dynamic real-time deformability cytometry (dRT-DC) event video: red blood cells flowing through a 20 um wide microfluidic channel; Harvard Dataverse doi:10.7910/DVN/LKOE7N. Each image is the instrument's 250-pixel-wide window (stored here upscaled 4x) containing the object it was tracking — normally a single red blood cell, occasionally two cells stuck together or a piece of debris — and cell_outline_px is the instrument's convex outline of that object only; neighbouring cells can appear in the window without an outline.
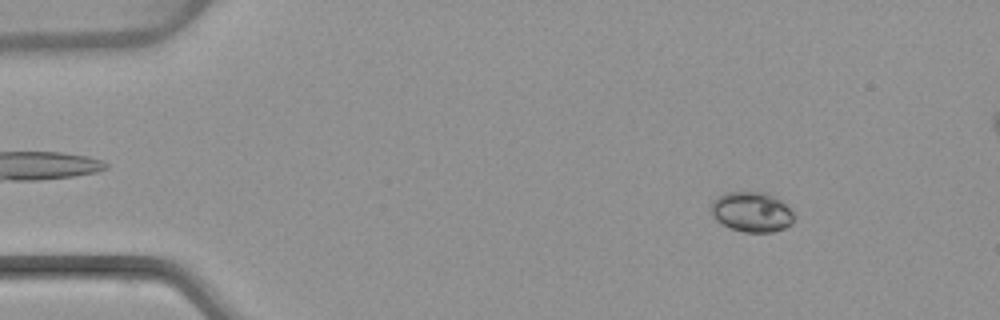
{"species": "common noctule bat (a hibernating species)", "species_latin": "Nyctalus noctula", "temperature_condition": "warm", "stored_images_in_passage": 54, "camera_frame_rate_fps": 3000, "um_per_image_px": 0.085, "animal": {"sex": "female", "body_mass_g": 22.7, "forearm_length_mm": 54.2}, "frame": {"image": 1, "passage_image": 7, "time_ms": 2.0, "image_size_px": [1000, 320], "cell_outline_px": [[792, 224], [784, 228], [772, 232], [744, 232], [732, 228], [716, 220], [712, 216], [712, 200], [724, 192], [764, 192], [780, 200], [792, 212]], "centroid_in_image_um": [63.86, 18.01], "position_along_channel_um": 21.1, "area_um2": 19.07}}
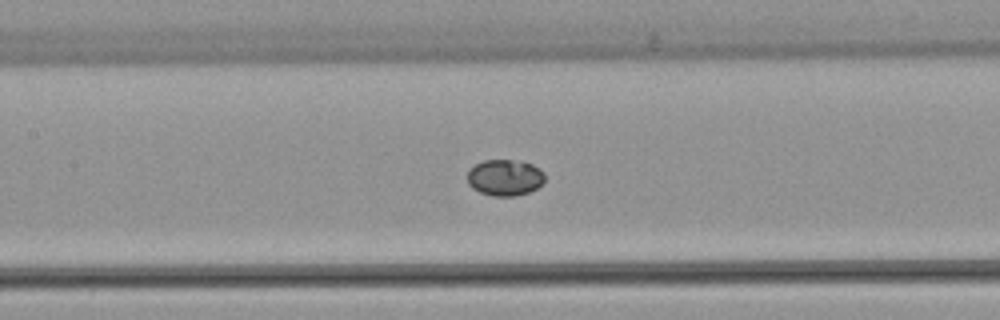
{"frame": {"image": 2, "passage_image": 25, "time_ms": 8.0, "image_size_px": [1000, 320], "cell_outline_px": [[544, 184], [528, 192], [516, 196], [492, 196], [480, 192], [472, 188], [468, 184], [468, 168], [484, 160], [524, 160], [540, 168], [544, 172]], "centroid_in_image_um": [42.93, 15.08], "position_along_channel_um": 164.5, "area_um2": 16.65}}
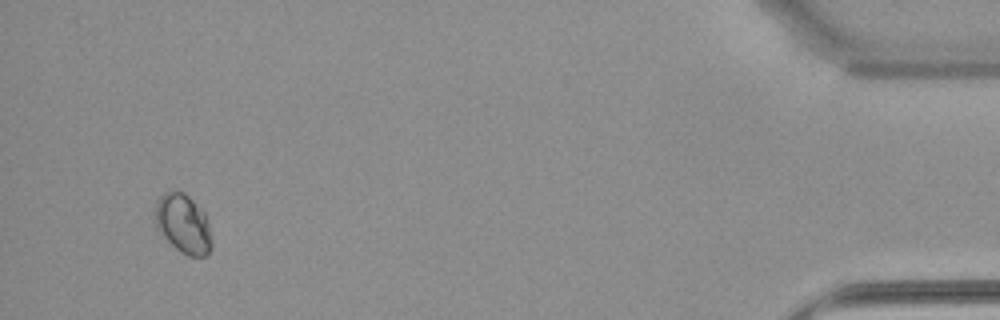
{"frame": {"image": 3, "passage_image": 51, "time_ms": 16.667, "image_size_px": [1000, 320], "cell_outline_px": [[212, 248], [204, 256], [188, 256], [180, 252], [156, 228], [152, 216], [152, 212], [156, 200], [168, 188], [184, 192], [204, 212], [208, 220], [212, 240]], "centroid_in_image_um": [15.52, 18.97], "position_along_channel_um": 419.7, "area_um2": 20.06}}